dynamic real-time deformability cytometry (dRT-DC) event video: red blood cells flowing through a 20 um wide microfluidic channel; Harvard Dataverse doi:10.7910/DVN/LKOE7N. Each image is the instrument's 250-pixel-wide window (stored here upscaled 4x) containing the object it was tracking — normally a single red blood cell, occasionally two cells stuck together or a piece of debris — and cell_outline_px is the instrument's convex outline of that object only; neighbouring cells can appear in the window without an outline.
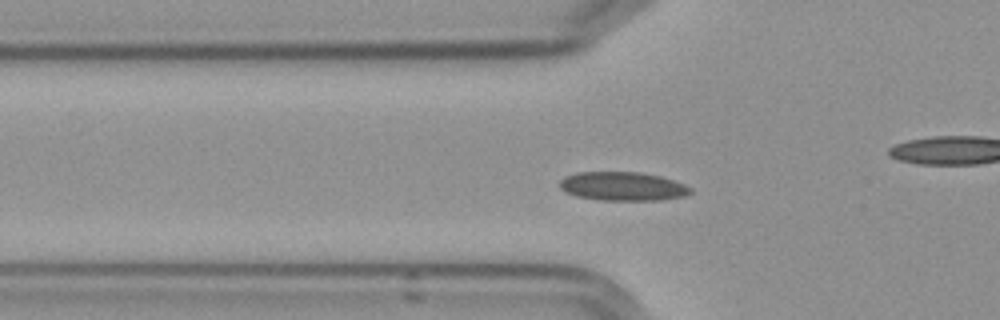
{"species": "Egyptian fruit bat (a non-hibernating species)", "species_latin": "Rousettus aegyptiacus", "temperature_condition": "cold", "stored_images_in_passage": 54, "camera_frame_rate_fps": 3000, "um_per_image_px": 0.085, "frame": {"image": 1, "passage_image": 16, "time_ms": 5.0, "image_size_px": [1000, 320], "cell_outline_px": [[692, 192], [684, 196], [660, 200], [600, 200], [576, 196], [564, 192], [560, 188], [560, 180], [564, 176], [576, 172], [640, 172], [660, 176], [684, 184], [692, 188]], "centroid_in_image_um": [52.9, 15.83], "position_along_channel_um": 72.9, "area_um2": 22.02}, "authors_computed_cell_mechanics": {"area_um2": 20.9236, "velocity_mm_per_s": 3.5509, "shape_relaxation_time_tau1_ms": 9.813, "shape_relaxation_time_tau2_ms": null, "deformation_change_tau1": 0.1476, "deformation_change_tau2": null}}